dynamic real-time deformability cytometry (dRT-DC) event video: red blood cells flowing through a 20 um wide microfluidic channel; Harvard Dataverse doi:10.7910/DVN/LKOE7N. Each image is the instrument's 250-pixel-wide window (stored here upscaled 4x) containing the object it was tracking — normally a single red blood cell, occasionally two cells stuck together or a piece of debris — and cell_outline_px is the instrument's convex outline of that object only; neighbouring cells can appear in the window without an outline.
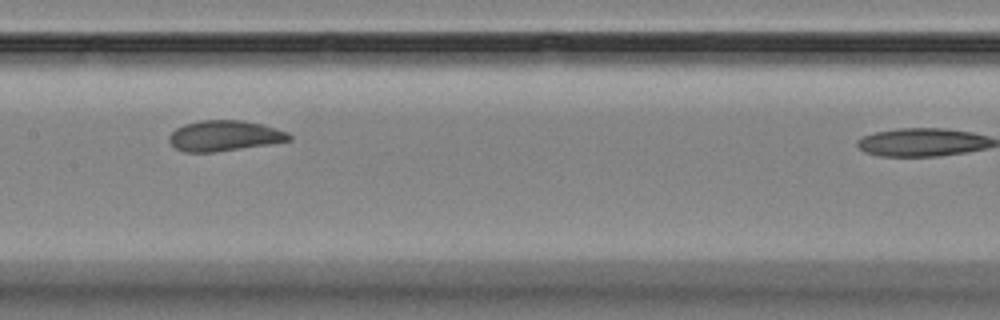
{"species": "Egyptian fruit bat (a non-hibernating species)", "species_latin": "Rousettus aegyptiacus", "temperature_condition": "room temperature", "stored_images_in_passage": 10, "camera_frame_rate_fps": 3000, "um_per_image_px": 0.085, "animal": {"sex": "female"}, "frame": {"image": 1, "passage_image": 6, "time_ms": 6.0, "image_size_px": [1000, 320], "cell_outline_px": [[292, 140], [268, 144], [216, 152], [184, 152], [176, 148], [168, 140], [168, 136], [176, 128], [184, 124], [200, 120], [240, 120], [260, 124], [276, 128], [288, 132], [292, 136]], "centroid_in_image_um": [19.06, 11.54], "position_along_channel_um": 188.3, "area_um2": 21.33}}
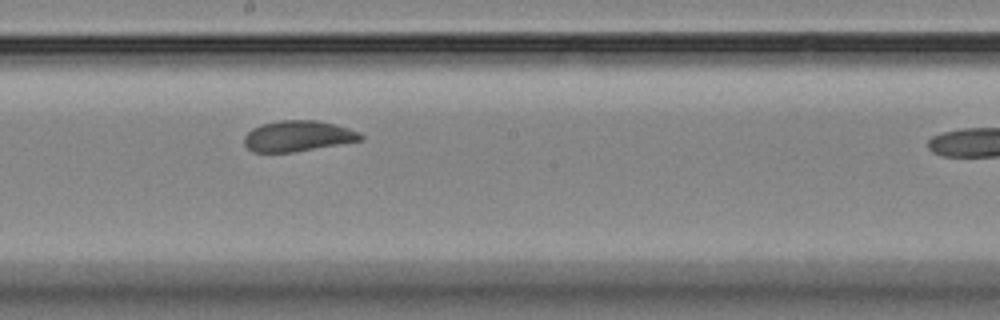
{"frame": {"image": 2, "passage_image": 7, "time_ms": 7.0, "image_size_px": [1000, 320], "cell_outline_px": [[364, 140], [292, 152], [252, 152], [244, 144], [244, 136], [252, 128], [260, 124], [280, 120], [316, 120], [336, 124], [360, 132], [364, 136]], "centroid_in_image_um": [25.33, 11.56], "position_along_channel_um": 222.9, "area_um2": 20.98}}
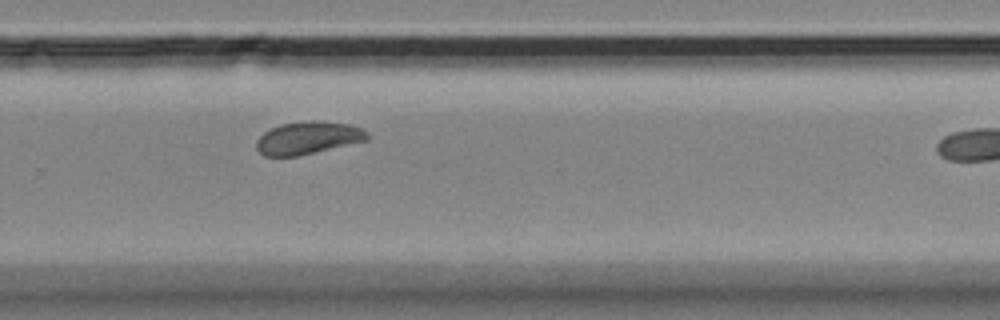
{"frame": {"image": 3, "passage_image": 9, "time_ms": 9.333, "image_size_px": [1000, 320], "cell_outline_px": [[368, 140], [296, 156], [264, 156], [256, 148], [256, 140], [264, 132], [280, 124], [312, 120], [320, 120], [352, 124], [368, 132]], "centroid_in_image_um": [26.18, 11.7], "position_along_channel_um": 303.6, "area_um2": 21.04}}